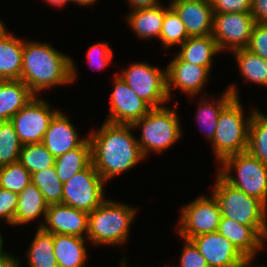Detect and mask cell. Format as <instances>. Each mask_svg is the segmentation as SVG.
Returning a JSON list of instances; mask_svg holds the SVG:
<instances>
[{"instance_id": "1", "label": "cell", "mask_w": 267, "mask_h": 267, "mask_svg": "<svg viewBox=\"0 0 267 267\" xmlns=\"http://www.w3.org/2000/svg\"><path fill=\"white\" fill-rule=\"evenodd\" d=\"M131 129V124L104 121L98 131L89 132L92 164L105 182L145 158Z\"/></svg>"}, {"instance_id": "2", "label": "cell", "mask_w": 267, "mask_h": 267, "mask_svg": "<svg viewBox=\"0 0 267 267\" xmlns=\"http://www.w3.org/2000/svg\"><path fill=\"white\" fill-rule=\"evenodd\" d=\"M76 68L72 58L47 43L25 42L21 79L34 95L56 85L75 81Z\"/></svg>"}, {"instance_id": "3", "label": "cell", "mask_w": 267, "mask_h": 267, "mask_svg": "<svg viewBox=\"0 0 267 267\" xmlns=\"http://www.w3.org/2000/svg\"><path fill=\"white\" fill-rule=\"evenodd\" d=\"M222 217L251 226L262 238L267 239V206L259 199L231 186L219 174L213 187Z\"/></svg>"}, {"instance_id": "4", "label": "cell", "mask_w": 267, "mask_h": 267, "mask_svg": "<svg viewBox=\"0 0 267 267\" xmlns=\"http://www.w3.org/2000/svg\"><path fill=\"white\" fill-rule=\"evenodd\" d=\"M136 209L118 202L104 200L88 213L87 238L93 244L122 245L128 239Z\"/></svg>"}, {"instance_id": "5", "label": "cell", "mask_w": 267, "mask_h": 267, "mask_svg": "<svg viewBox=\"0 0 267 267\" xmlns=\"http://www.w3.org/2000/svg\"><path fill=\"white\" fill-rule=\"evenodd\" d=\"M244 120L239 99L234 98L219 114L212 146L219 163L225 158L247 151L249 125L253 112Z\"/></svg>"}, {"instance_id": "6", "label": "cell", "mask_w": 267, "mask_h": 267, "mask_svg": "<svg viewBox=\"0 0 267 267\" xmlns=\"http://www.w3.org/2000/svg\"><path fill=\"white\" fill-rule=\"evenodd\" d=\"M176 107L172 110L166 106L152 108L144 117L135 121L132 126L142 128L141 138L137 139L140 149L147 157L148 152L161 153L177 142L182 135Z\"/></svg>"}, {"instance_id": "7", "label": "cell", "mask_w": 267, "mask_h": 267, "mask_svg": "<svg viewBox=\"0 0 267 267\" xmlns=\"http://www.w3.org/2000/svg\"><path fill=\"white\" fill-rule=\"evenodd\" d=\"M220 164L218 174L227 183L267 206V165L248 151L229 156ZM233 169L236 177L231 174Z\"/></svg>"}, {"instance_id": "8", "label": "cell", "mask_w": 267, "mask_h": 267, "mask_svg": "<svg viewBox=\"0 0 267 267\" xmlns=\"http://www.w3.org/2000/svg\"><path fill=\"white\" fill-rule=\"evenodd\" d=\"M119 76L151 108L166 106L164 103L170 100L167 94L166 69L164 71L148 63L137 62Z\"/></svg>"}, {"instance_id": "9", "label": "cell", "mask_w": 267, "mask_h": 267, "mask_svg": "<svg viewBox=\"0 0 267 267\" xmlns=\"http://www.w3.org/2000/svg\"><path fill=\"white\" fill-rule=\"evenodd\" d=\"M104 184L91 163L63 184L61 203L90 213L105 200Z\"/></svg>"}, {"instance_id": "10", "label": "cell", "mask_w": 267, "mask_h": 267, "mask_svg": "<svg viewBox=\"0 0 267 267\" xmlns=\"http://www.w3.org/2000/svg\"><path fill=\"white\" fill-rule=\"evenodd\" d=\"M178 234L182 238L191 240L201 234L217 232L221 219V210L217 199L200 196L181 211Z\"/></svg>"}, {"instance_id": "11", "label": "cell", "mask_w": 267, "mask_h": 267, "mask_svg": "<svg viewBox=\"0 0 267 267\" xmlns=\"http://www.w3.org/2000/svg\"><path fill=\"white\" fill-rule=\"evenodd\" d=\"M255 23L251 12L213 13L211 35L220 51L247 48Z\"/></svg>"}, {"instance_id": "12", "label": "cell", "mask_w": 267, "mask_h": 267, "mask_svg": "<svg viewBox=\"0 0 267 267\" xmlns=\"http://www.w3.org/2000/svg\"><path fill=\"white\" fill-rule=\"evenodd\" d=\"M34 95L12 118L15 131L22 145L41 143L54 115L49 104Z\"/></svg>"}, {"instance_id": "13", "label": "cell", "mask_w": 267, "mask_h": 267, "mask_svg": "<svg viewBox=\"0 0 267 267\" xmlns=\"http://www.w3.org/2000/svg\"><path fill=\"white\" fill-rule=\"evenodd\" d=\"M114 90L110 95V112L105 121L115 124H133L152 108L142 100L118 75L114 78Z\"/></svg>"}, {"instance_id": "14", "label": "cell", "mask_w": 267, "mask_h": 267, "mask_svg": "<svg viewBox=\"0 0 267 267\" xmlns=\"http://www.w3.org/2000/svg\"><path fill=\"white\" fill-rule=\"evenodd\" d=\"M44 221L39 228L52 234L83 238V233L88 234V213L62 203L50 204Z\"/></svg>"}, {"instance_id": "15", "label": "cell", "mask_w": 267, "mask_h": 267, "mask_svg": "<svg viewBox=\"0 0 267 267\" xmlns=\"http://www.w3.org/2000/svg\"><path fill=\"white\" fill-rule=\"evenodd\" d=\"M210 71L204 67L182 61L178 56L172 59L166 68L167 94L171 99L173 88L181 89L184 93L193 96L201 92Z\"/></svg>"}, {"instance_id": "16", "label": "cell", "mask_w": 267, "mask_h": 267, "mask_svg": "<svg viewBox=\"0 0 267 267\" xmlns=\"http://www.w3.org/2000/svg\"><path fill=\"white\" fill-rule=\"evenodd\" d=\"M169 5L184 23L189 37L211 35L213 24L211 0L171 1Z\"/></svg>"}, {"instance_id": "17", "label": "cell", "mask_w": 267, "mask_h": 267, "mask_svg": "<svg viewBox=\"0 0 267 267\" xmlns=\"http://www.w3.org/2000/svg\"><path fill=\"white\" fill-rule=\"evenodd\" d=\"M191 241L209 267H233L243 257L232 242L218 232L201 234Z\"/></svg>"}, {"instance_id": "18", "label": "cell", "mask_w": 267, "mask_h": 267, "mask_svg": "<svg viewBox=\"0 0 267 267\" xmlns=\"http://www.w3.org/2000/svg\"><path fill=\"white\" fill-rule=\"evenodd\" d=\"M60 110L52 118L42 144L55 157L79 147L87 138H79L70 119Z\"/></svg>"}, {"instance_id": "19", "label": "cell", "mask_w": 267, "mask_h": 267, "mask_svg": "<svg viewBox=\"0 0 267 267\" xmlns=\"http://www.w3.org/2000/svg\"><path fill=\"white\" fill-rule=\"evenodd\" d=\"M217 232L226 237L243 256H254L263 248V238L251 227L222 217Z\"/></svg>"}, {"instance_id": "20", "label": "cell", "mask_w": 267, "mask_h": 267, "mask_svg": "<svg viewBox=\"0 0 267 267\" xmlns=\"http://www.w3.org/2000/svg\"><path fill=\"white\" fill-rule=\"evenodd\" d=\"M24 40L8 31L0 37V80H20Z\"/></svg>"}, {"instance_id": "21", "label": "cell", "mask_w": 267, "mask_h": 267, "mask_svg": "<svg viewBox=\"0 0 267 267\" xmlns=\"http://www.w3.org/2000/svg\"><path fill=\"white\" fill-rule=\"evenodd\" d=\"M33 96L22 80H0V122L11 120Z\"/></svg>"}, {"instance_id": "22", "label": "cell", "mask_w": 267, "mask_h": 267, "mask_svg": "<svg viewBox=\"0 0 267 267\" xmlns=\"http://www.w3.org/2000/svg\"><path fill=\"white\" fill-rule=\"evenodd\" d=\"M181 47L177 56L182 61L204 66L209 71L213 56L220 52L212 35L189 37L181 44Z\"/></svg>"}, {"instance_id": "23", "label": "cell", "mask_w": 267, "mask_h": 267, "mask_svg": "<svg viewBox=\"0 0 267 267\" xmlns=\"http://www.w3.org/2000/svg\"><path fill=\"white\" fill-rule=\"evenodd\" d=\"M170 8L158 5L151 8L132 10L127 16L128 25L140 38H160L165 12Z\"/></svg>"}, {"instance_id": "24", "label": "cell", "mask_w": 267, "mask_h": 267, "mask_svg": "<svg viewBox=\"0 0 267 267\" xmlns=\"http://www.w3.org/2000/svg\"><path fill=\"white\" fill-rule=\"evenodd\" d=\"M85 238L54 234V254L58 267H84L87 260Z\"/></svg>"}, {"instance_id": "25", "label": "cell", "mask_w": 267, "mask_h": 267, "mask_svg": "<svg viewBox=\"0 0 267 267\" xmlns=\"http://www.w3.org/2000/svg\"><path fill=\"white\" fill-rule=\"evenodd\" d=\"M48 206L42 192L31 182L18 194L15 225L31 222L42 214L46 217Z\"/></svg>"}, {"instance_id": "26", "label": "cell", "mask_w": 267, "mask_h": 267, "mask_svg": "<svg viewBox=\"0 0 267 267\" xmlns=\"http://www.w3.org/2000/svg\"><path fill=\"white\" fill-rule=\"evenodd\" d=\"M91 163V144L87 138L79 147L57 157L54 166L60 181L64 184Z\"/></svg>"}, {"instance_id": "27", "label": "cell", "mask_w": 267, "mask_h": 267, "mask_svg": "<svg viewBox=\"0 0 267 267\" xmlns=\"http://www.w3.org/2000/svg\"><path fill=\"white\" fill-rule=\"evenodd\" d=\"M238 90H236V87L234 85H231L227 90H225V93L222 94V97L220 100L212 99L211 102L205 101L199 102L198 105V115H197V121L203 124V128H205L207 131L205 132L207 135V138L209 140H213L215 130L218 123V117L221 111L234 99H240L239 95L237 93ZM201 127V126H200ZM204 131V129H203Z\"/></svg>"}, {"instance_id": "28", "label": "cell", "mask_w": 267, "mask_h": 267, "mask_svg": "<svg viewBox=\"0 0 267 267\" xmlns=\"http://www.w3.org/2000/svg\"><path fill=\"white\" fill-rule=\"evenodd\" d=\"M26 256L30 267H58L54 254V234L38 227Z\"/></svg>"}, {"instance_id": "29", "label": "cell", "mask_w": 267, "mask_h": 267, "mask_svg": "<svg viewBox=\"0 0 267 267\" xmlns=\"http://www.w3.org/2000/svg\"><path fill=\"white\" fill-rule=\"evenodd\" d=\"M233 52L243 77L253 83L267 86V61L247 48Z\"/></svg>"}, {"instance_id": "30", "label": "cell", "mask_w": 267, "mask_h": 267, "mask_svg": "<svg viewBox=\"0 0 267 267\" xmlns=\"http://www.w3.org/2000/svg\"><path fill=\"white\" fill-rule=\"evenodd\" d=\"M255 110L249 125L247 151L267 165V116Z\"/></svg>"}, {"instance_id": "31", "label": "cell", "mask_w": 267, "mask_h": 267, "mask_svg": "<svg viewBox=\"0 0 267 267\" xmlns=\"http://www.w3.org/2000/svg\"><path fill=\"white\" fill-rule=\"evenodd\" d=\"M31 179L49 205L61 203L63 183L57 175L55 166L32 173Z\"/></svg>"}, {"instance_id": "32", "label": "cell", "mask_w": 267, "mask_h": 267, "mask_svg": "<svg viewBox=\"0 0 267 267\" xmlns=\"http://www.w3.org/2000/svg\"><path fill=\"white\" fill-rule=\"evenodd\" d=\"M55 159L42 143L23 145L19 155V162L30 174L54 166Z\"/></svg>"}, {"instance_id": "33", "label": "cell", "mask_w": 267, "mask_h": 267, "mask_svg": "<svg viewBox=\"0 0 267 267\" xmlns=\"http://www.w3.org/2000/svg\"><path fill=\"white\" fill-rule=\"evenodd\" d=\"M22 146L13 123L0 122V167L18 162Z\"/></svg>"}, {"instance_id": "34", "label": "cell", "mask_w": 267, "mask_h": 267, "mask_svg": "<svg viewBox=\"0 0 267 267\" xmlns=\"http://www.w3.org/2000/svg\"><path fill=\"white\" fill-rule=\"evenodd\" d=\"M189 38L184 23L178 14L170 7L164 14V20L161 28L160 40L164 48L173 45H181Z\"/></svg>"}, {"instance_id": "35", "label": "cell", "mask_w": 267, "mask_h": 267, "mask_svg": "<svg viewBox=\"0 0 267 267\" xmlns=\"http://www.w3.org/2000/svg\"><path fill=\"white\" fill-rule=\"evenodd\" d=\"M32 182L30 172L18 161L0 167V187L19 194Z\"/></svg>"}, {"instance_id": "36", "label": "cell", "mask_w": 267, "mask_h": 267, "mask_svg": "<svg viewBox=\"0 0 267 267\" xmlns=\"http://www.w3.org/2000/svg\"><path fill=\"white\" fill-rule=\"evenodd\" d=\"M247 49L267 61V23L254 24Z\"/></svg>"}, {"instance_id": "37", "label": "cell", "mask_w": 267, "mask_h": 267, "mask_svg": "<svg viewBox=\"0 0 267 267\" xmlns=\"http://www.w3.org/2000/svg\"><path fill=\"white\" fill-rule=\"evenodd\" d=\"M18 203V194L0 187V219L15 225V212Z\"/></svg>"}, {"instance_id": "38", "label": "cell", "mask_w": 267, "mask_h": 267, "mask_svg": "<svg viewBox=\"0 0 267 267\" xmlns=\"http://www.w3.org/2000/svg\"><path fill=\"white\" fill-rule=\"evenodd\" d=\"M109 47L110 46L107 42H99L88 47L89 50L87 52V58L89 66H93V64H95L96 68L102 69L108 65L113 56L112 49Z\"/></svg>"}, {"instance_id": "39", "label": "cell", "mask_w": 267, "mask_h": 267, "mask_svg": "<svg viewBox=\"0 0 267 267\" xmlns=\"http://www.w3.org/2000/svg\"><path fill=\"white\" fill-rule=\"evenodd\" d=\"M185 240V246L180 257L178 267H209L206 259L199 252V249L191 240ZM169 267V266H168ZM170 267H176L170 266Z\"/></svg>"}, {"instance_id": "40", "label": "cell", "mask_w": 267, "mask_h": 267, "mask_svg": "<svg viewBox=\"0 0 267 267\" xmlns=\"http://www.w3.org/2000/svg\"><path fill=\"white\" fill-rule=\"evenodd\" d=\"M213 13L251 12L252 0H211Z\"/></svg>"}, {"instance_id": "41", "label": "cell", "mask_w": 267, "mask_h": 267, "mask_svg": "<svg viewBox=\"0 0 267 267\" xmlns=\"http://www.w3.org/2000/svg\"><path fill=\"white\" fill-rule=\"evenodd\" d=\"M251 15L256 23H267V0H252Z\"/></svg>"}, {"instance_id": "42", "label": "cell", "mask_w": 267, "mask_h": 267, "mask_svg": "<svg viewBox=\"0 0 267 267\" xmlns=\"http://www.w3.org/2000/svg\"><path fill=\"white\" fill-rule=\"evenodd\" d=\"M133 10L151 8L160 5L158 0H128Z\"/></svg>"}, {"instance_id": "43", "label": "cell", "mask_w": 267, "mask_h": 267, "mask_svg": "<svg viewBox=\"0 0 267 267\" xmlns=\"http://www.w3.org/2000/svg\"><path fill=\"white\" fill-rule=\"evenodd\" d=\"M0 267H20V262L19 259L7 253L0 258Z\"/></svg>"}, {"instance_id": "44", "label": "cell", "mask_w": 267, "mask_h": 267, "mask_svg": "<svg viewBox=\"0 0 267 267\" xmlns=\"http://www.w3.org/2000/svg\"><path fill=\"white\" fill-rule=\"evenodd\" d=\"M254 257L255 256H243L233 267H256V265L254 266L252 263Z\"/></svg>"}, {"instance_id": "45", "label": "cell", "mask_w": 267, "mask_h": 267, "mask_svg": "<svg viewBox=\"0 0 267 267\" xmlns=\"http://www.w3.org/2000/svg\"><path fill=\"white\" fill-rule=\"evenodd\" d=\"M50 5L57 6V7H62L63 5H66L67 2H71V0H44Z\"/></svg>"}, {"instance_id": "46", "label": "cell", "mask_w": 267, "mask_h": 267, "mask_svg": "<svg viewBox=\"0 0 267 267\" xmlns=\"http://www.w3.org/2000/svg\"><path fill=\"white\" fill-rule=\"evenodd\" d=\"M96 1L97 0H71V2L84 5V6L91 5V4L93 5Z\"/></svg>"}, {"instance_id": "47", "label": "cell", "mask_w": 267, "mask_h": 267, "mask_svg": "<svg viewBox=\"0 0 267 267\" xmlns=\"http://www.w3.org/2000/svg\"><path fill=\"white\" fill-rule=\"evenodd\" d=\"M5 254L7 253L3 251V239H2V235L0 234V258L4 256Z\"/></svg>"}, {"instance_id": "48", "label": "cell", "mask_w": 267, "mask_h": 267, "mask_svg": "<svg viewBox=\"0 0 267 267\" xmlns=\"http://www.w3.org/2000/svg\"><path fill=\"white\" fill-rule=\"evenodd\" d=\"M1 20V19H0ZM5 25L3 24V22L0 21V37L7 32L6 27H4Z\"/></svg>"}, {"instance_id": "49", "label": "cell", "mask_w": 267, "mask_h": 267, "mask_svg": "<svg viewBox=\"0 0 267 267\" xmlns=\"http://www.w3.org/2000/svg\"><path fill=\"white\" fill-rule=\"evenodd\" d=\"M126 262H127L126 259L123 258V259L121 260V265H120V267H127Z\"/></svg>"}]
</instances>
